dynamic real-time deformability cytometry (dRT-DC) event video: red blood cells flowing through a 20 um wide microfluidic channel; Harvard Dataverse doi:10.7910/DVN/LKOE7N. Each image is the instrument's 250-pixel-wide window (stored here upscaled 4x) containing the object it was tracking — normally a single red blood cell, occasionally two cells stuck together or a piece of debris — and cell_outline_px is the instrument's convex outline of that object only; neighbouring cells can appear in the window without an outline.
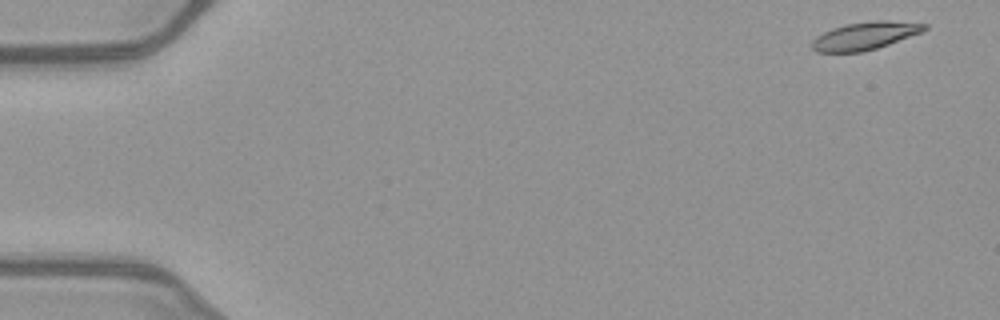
{"species": "common noctule bat (a hibernating species)", "species_latin": "Nyctalus noctula", "temperature_condition": "warm", "stored_images_in_passage": 50, "camera_frame_rate_fps": 3000, "um_per_image_px": 0.085, "animal": {"sex": "female", "body_mass_g": 21.9}, "frame": {"image": 1, "passage_image": 1, "time_ms": 0.0, "image_size_px": [1000, 320], "cell_outline_px": [[928, 28], [920, 32], [888, 44], [864, 52], [816, 52], [812, 48], [812, 40], [816, 36], [832, 28], [844, 24], [872, 20], [888, 20], [928, 24]], "centroid_in_image_um": [73.49, 3.03], "position_along_channel_um": 11.5, "area_um2": 18.15}}
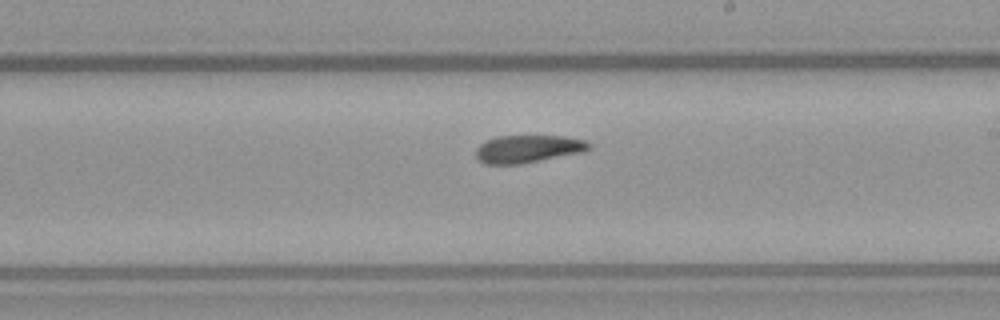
{"frame": {"image": 2, "passage_image": 29, "time_ms": 9.333, "image_size_px": [1000, 320], "cell_outline_px": [[592, 148], [584, 152], [520, 164], [484, 164], [476, 156], [476, 148], [480, 144], [496, 136], [564, 136], [584, 140], [592, 144]], "centroid_in_image_um": [44.91, 12.65], "position_along_channel_um": 244.1, "area_um2": 18.26}}
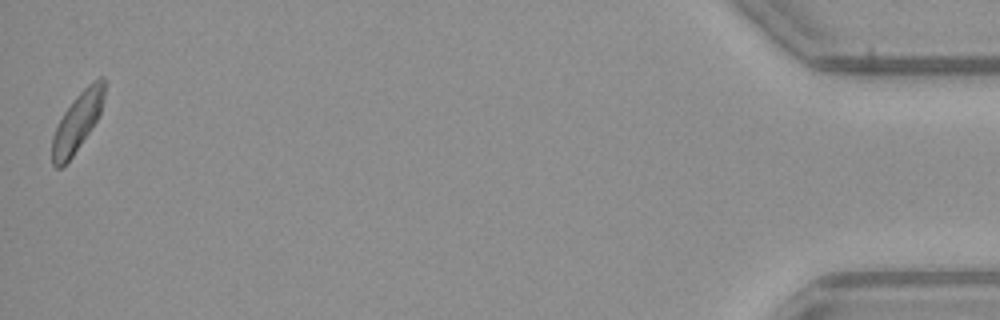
{"frame": {"image": 3, "passage_image": 50, "time_ms": 16.333, "image_size_px": [1000, 320], "cell_outline_px": [[104, 100], [100, 112], [92, 128], [72, 156], [60, 168], [56, 168], [52, 164], [52, 136], [64, 112], [76, 96], [92, 80], [100, 76], [104, 76]], "centroid_in_image_um": [6.58, 10.35], "position_along_channel_um": 428.6, "area_um2": 17.57}, "authors_computed_cell_mechanics": {"area_um2": 18.5249, "velocity_mm_per_s": 4.0079, "shape_relaxation_time_tau1_ms": 4.6515, "shape_relaxation_time_tau2_ms": 4.2211, "deformation_change_tau1": 0.1447, "deformation_change_tau2": 0.1139}}